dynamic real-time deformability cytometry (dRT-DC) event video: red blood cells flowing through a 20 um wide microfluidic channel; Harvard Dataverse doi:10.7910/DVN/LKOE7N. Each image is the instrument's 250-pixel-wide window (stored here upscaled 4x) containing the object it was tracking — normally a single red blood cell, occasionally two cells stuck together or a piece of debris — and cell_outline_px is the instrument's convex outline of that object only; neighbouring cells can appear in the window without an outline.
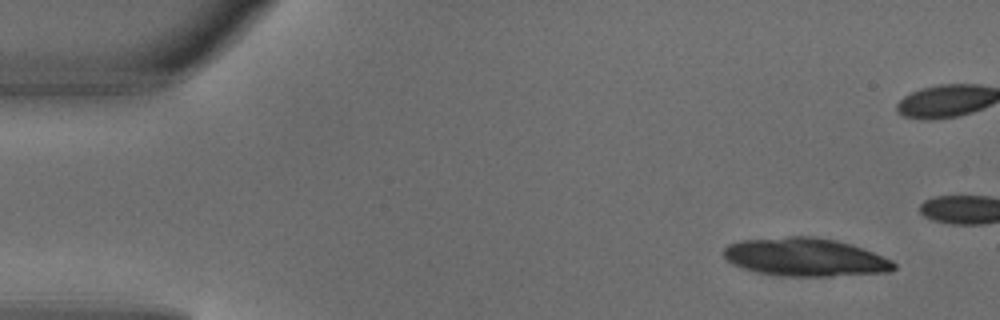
{"species": "common noctule bat (a hibernating species)", "species_latin": "Nyctalus noctula", "temperature_condition": "warm", "stored_images_in_passage": 4, "camera_frame_rate_fps": 3000, "um_per_image_px": 0.085, "animal": {"sex": "male", "body_mass_g": 18.8}, "frame": {"image": 1, "passage_image": 1, "time_ms": 0.0, "image_size_px": [1000, 320], "cell_outline_px": [[896, 268], [888, 272], [832, 276], [784, 276], [756, 272], [732, 264], [724, 256], [724, 248], [728, 244], [740, 240], [788, 236], [816, 236], [836, 240], [852, 244], [892, 260], [896, 264]], "centroid_in_image_um": [68.44, 21.85], "position_along_channel_um": 16.6, "area_um2": 37.97}}